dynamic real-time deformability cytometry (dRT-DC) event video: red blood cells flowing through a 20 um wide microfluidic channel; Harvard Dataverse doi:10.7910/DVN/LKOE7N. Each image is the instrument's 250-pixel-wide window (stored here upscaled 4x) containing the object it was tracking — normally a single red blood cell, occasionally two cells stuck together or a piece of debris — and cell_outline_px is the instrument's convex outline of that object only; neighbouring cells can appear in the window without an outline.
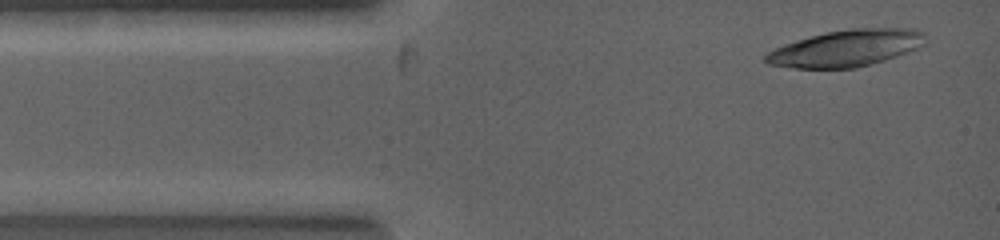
{"species": "common noctule bat (a hibernating species)", "species_latin": "Nyctalus noctula", "temperature_condition": "warm", "stored_images_in_passage": 2, "camera_frame_rate_fps": 5000, "um_per_image_px": 0.085, "animal": {"sex": "female", "body_mass_g": 19.0, "forearm_length_mm": 53.3}, "frame": {"image": 1, "passage_image": 1, "time_ms": 0.0, "image_size_px": [1000, 240], "cell_outline_px": [[924, 32], [920, 44], [916, 48], [884, 60], [856, 68], [796, 68], [768, 64], [764, 60], [764, 56], [768, 52], [784, 44], [796, 40], [828, 32], [852, 28], [912, 28]], "centroid_in_image_um": [71.86, 4.1], "position_along_channel_um": 13.1, "area_um2": 33.47}}